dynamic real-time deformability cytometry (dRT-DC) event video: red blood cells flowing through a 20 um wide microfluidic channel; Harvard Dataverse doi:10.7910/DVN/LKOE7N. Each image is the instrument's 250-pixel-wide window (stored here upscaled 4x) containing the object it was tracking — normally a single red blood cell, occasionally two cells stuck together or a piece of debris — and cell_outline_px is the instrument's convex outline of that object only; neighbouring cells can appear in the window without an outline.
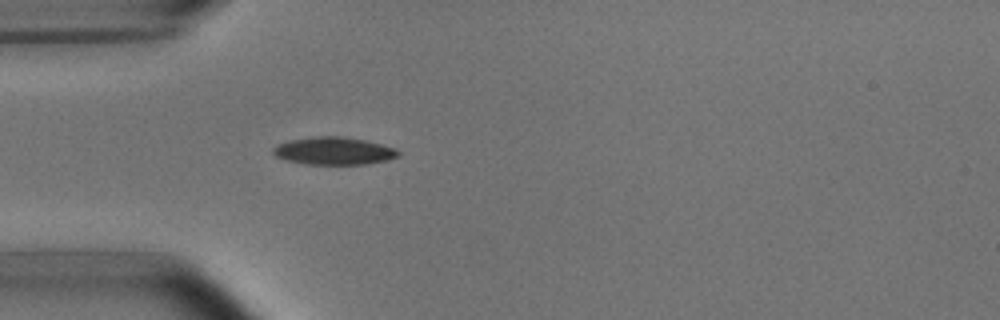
{"species": "common noctule bat (a hibernating species)", "species_latin": "Nyctalus noctula", "temperature_condition": "room temperature", "stored_images_in_passage": 3, "camera_frame_rate_fps": 3000, "um_per_image_px": 0.085, "animal": {"sex": "male", "body_mass_g": 15.6}, "frame": {"image": 1, "passage_image": 3, "time_ms": 3.333, "image_size_px": [1000, 320], "cell_outline_px": [[400, 156], [388, 160], [364, 164], [304, 164], [288, 160], [276, 156], [272, 152], [272, 148], [288, 140], [320, 136], [340, 136], [364, 140], [380, 144], [392, 148], [400, 152]], "centroid_in_image_um": [28.37, 12.83], "position_along_channel_um": 56.6, "area_um2": 19.88}}